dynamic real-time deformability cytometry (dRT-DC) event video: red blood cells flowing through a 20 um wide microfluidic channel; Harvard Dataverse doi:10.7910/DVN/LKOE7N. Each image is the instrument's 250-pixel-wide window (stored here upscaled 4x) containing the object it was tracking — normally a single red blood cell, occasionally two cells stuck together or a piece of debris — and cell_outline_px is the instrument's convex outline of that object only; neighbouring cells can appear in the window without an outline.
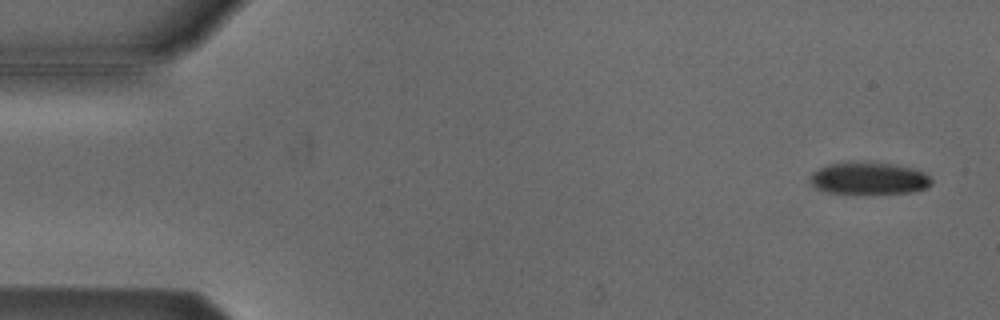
{"species": "Egyptian fruit bat (a non-hibernating species)", "species_latin": "Rousettus aegyptiacus", "temperature_condition": "cold", "stored_images_in_passage": 7, "camera_frame_rate_fps": 3000, "um_per_image_px": 0.085, "animal": {"sex": "male"}, "frame": {"image": 1, "passage_image": 1, "time_ms": 0.0, "image_size_px": [1000, 320], "cell_outline_px": [[932, 184], [928, 188], [912, 192], [872, 196], [864, 196], [824, 192], [816, 188], [812, 184], [812, 172], [828, 164], [892, 164], [912, 168], [924, 172], [932, 180]], "centroid_in_image_um": [73.9, 15.25], "position_along_channel_um": 11.1, "area_um2": 23.0}}
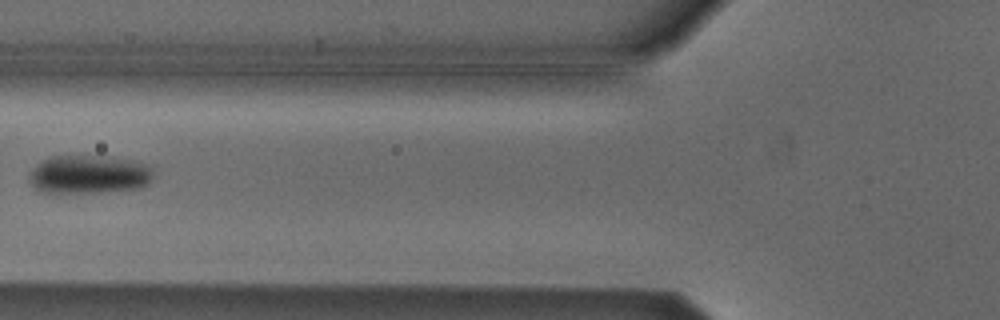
{"frame": {"image": 2, "passage_image": 6, "time_ms": 1.667, "image_size_px": [1000, 320], "cell_outline_px": [[152, 180], [148, 184], [140, 188], [100, 192], [40, 192], [28, 180], [28, 176], [32, 168], [40, 160], [52, 156], [68, 152], [112, 156], [136, 160], [152, 164]], "centroid_in_image_um": [7.57, 14.75], "position_along_channel_um": 118.2, "area_um2": 29.25}}
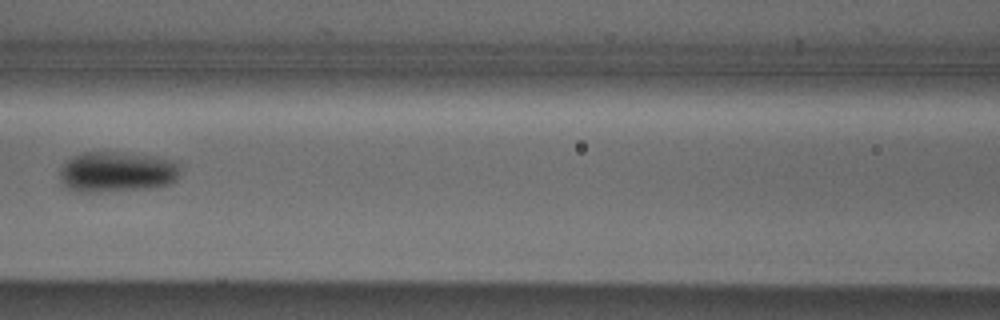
{"frame": {"image": 3, "passage_image": 7, "time_ms": 2.0, "image_size_px": [1000, 320], "cell_outline_px": [[180, 176], [172, 184], [148, 188], [100, 192], [72, 192], [60, 180], [60, 168], [64, 160], [72, 156], [84, 152], [120, 152], [156, 156], [176, 160], [180, 164]], "centroid_in_image_um": [9.95, 14.6], "position_along_channel_um": 156.6, "area_um2": 29.19}}